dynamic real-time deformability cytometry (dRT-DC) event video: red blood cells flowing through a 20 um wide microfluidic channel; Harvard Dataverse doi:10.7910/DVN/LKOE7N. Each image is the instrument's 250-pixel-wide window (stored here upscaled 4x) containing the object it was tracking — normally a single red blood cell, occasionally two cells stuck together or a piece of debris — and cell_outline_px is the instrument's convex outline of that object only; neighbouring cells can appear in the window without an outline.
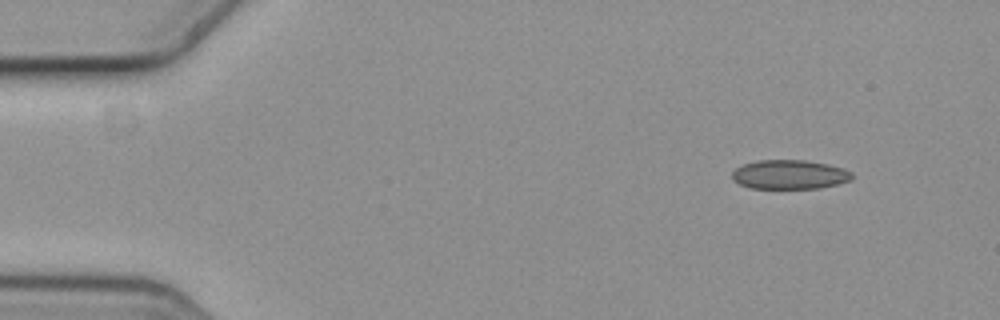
{"species": "common noctule bat (a hibernating species)", "species_latin": "Nyctalus noctula", "temperature_condition": "cold", "stored_images_in_passage": 4, "camera_frame_rate_fps": 3000, "um_per_image_px": 0.085, "animal": {"sex": "female", "body_mass_g": 19.3, "forearm_length_mm": 54.1}, "frame": {"image": 1, "passage_image": 1, "time_ms": 0.0, "image_size_px": [1000, 320], "cell_outline_px": [[852, 180], [820, 188], [752, 188], [740, 184], [732, 180], [732, 172], [736, 168], [744, 164], [756, 160], [804, 160], [828, 164], [844, 168], [852, 172]], "centroid_in_image_um": [67.12, 14.83], "position_along_channel_um": 17.9, "area_um2": 20.4}}
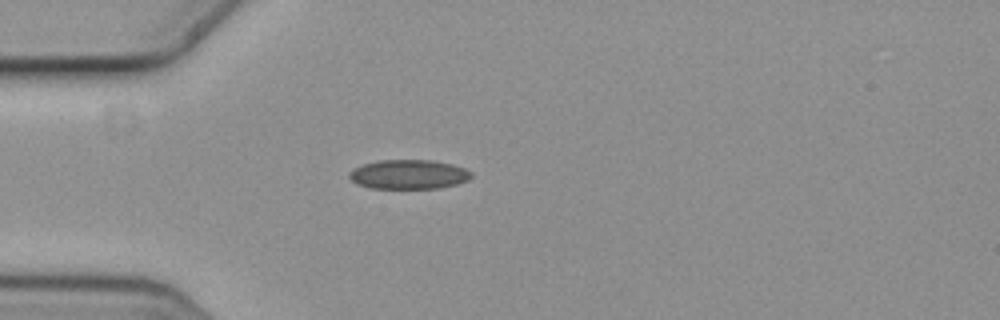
{"frame": {"image": 2, "passage_image": 4, "time_ms": 1.0, "image_size_px": [1000, 320], "cell_outline_px": [[472, 176], [468, 180], [456, 184], [440, 188], [372, 188], [356, 184], [348, 176], [348, 172], [364, 164], [376, 160], [432, 160], [452, 164], [464, 168], [472, 172]], "centroid_in_image_um": [34.74, 14.82], "position_along_channel_um": 50.3, "area_um2": 20.87}}